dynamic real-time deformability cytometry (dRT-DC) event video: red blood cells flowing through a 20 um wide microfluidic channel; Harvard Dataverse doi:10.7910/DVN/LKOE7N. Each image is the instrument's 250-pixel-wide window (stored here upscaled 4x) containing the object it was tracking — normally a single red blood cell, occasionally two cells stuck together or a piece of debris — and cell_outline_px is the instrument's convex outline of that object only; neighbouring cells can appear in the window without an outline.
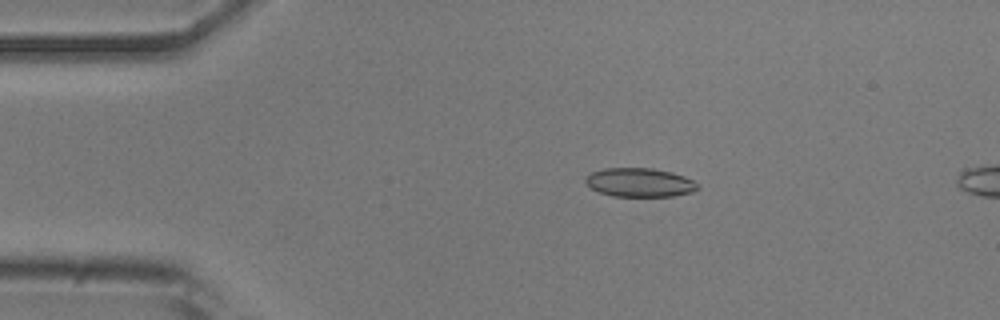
{"species": "common noctule bat (a hibernating species)", "species_latin": "Nyctalus noctula", "temperature_condition": "room temperature", "stored_images_in_passage": 14, "camera_frame_rate_fps": 3000, "um_per_image_px": 0.085, "animal": {"sex": "male", "body_mass_g": 20.5, "forearm_length_mm": 52.5}, "frame": {"image": 1, "passage_image": 10, "time_ms": 3.0, "image_size_px": [1000, 320], "cell_outline_px": [[700, 188], [692, 192], [672, 196], [612, 196], [600, 192], [592, 188], [584, 180], [592, 172], [604, 168], [652, 168], [672, 172], [684, 176], [700, 184]], "centroid_in_image_um": [54.42, 15.51], "position_along_channel_um": 30.6, "area_um2": 18.79}}